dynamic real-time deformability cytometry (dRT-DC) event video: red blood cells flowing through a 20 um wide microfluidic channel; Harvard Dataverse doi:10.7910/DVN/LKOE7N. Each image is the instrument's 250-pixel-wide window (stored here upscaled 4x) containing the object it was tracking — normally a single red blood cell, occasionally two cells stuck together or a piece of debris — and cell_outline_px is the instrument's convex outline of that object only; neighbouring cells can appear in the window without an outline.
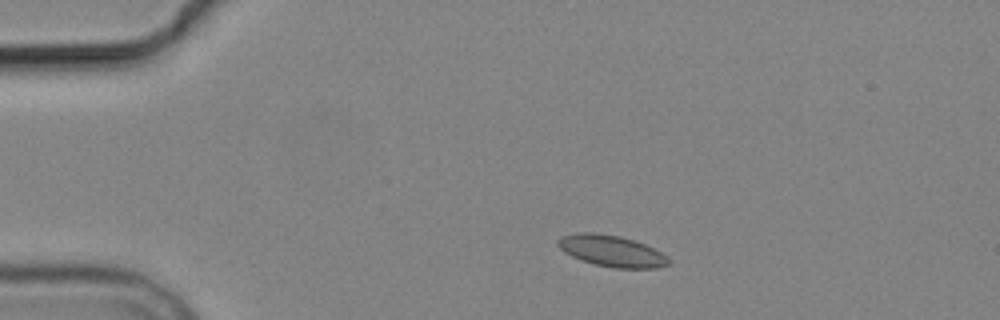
{"species": "common noctule bat (a hibernating species)", "species_latin": "Nyctalus noctula", "temperature_condition": "cold", "stored_images_in_passage": 4, "camera_frame_rate_fps": 3000, "um_per_image_px": 0.085, "animal": {"sex": "male", "body_mass_g": 19.2, "forearm_length_mm": 51.8}, "frame": {"image": 1, "passage_image": 2, "time_ms": 1.333, "image_size_px": [1000, 320], "cell_outline_px": [[668, 264], [656, 268], [612, 268], [580, 260], [564, 252], [556, 244], [556, 240], [560, 236], [576, 232], [592, 232], [620, 236], [644, 244], [668, 256]], "centroid_in_image_um": [51.92, 21.32], "position_along_channel_um": 33.1, "area_um2": 20.17}}
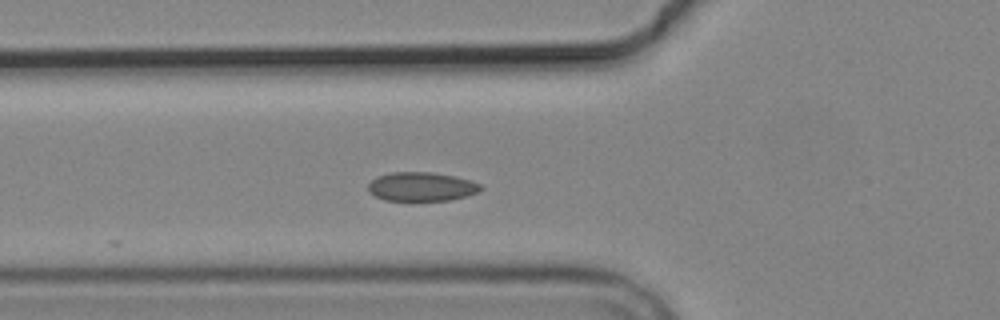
{"frame": {"image": 2, "passage_image": 4, "time_ms": 4.333, "image_size_px": [1000, 320], "cell_outline_px": [[484, 188], [480, 192], [452, 200], [384, 200], [368, 192], [368, 184], [376, 176], [392, 172], [432, 172], [456, 176], [480, 184]], "centroid_in_image_um": [35.84, 15.86], "position_along_channel_um": 90.0, "area_um2": 19.07}}